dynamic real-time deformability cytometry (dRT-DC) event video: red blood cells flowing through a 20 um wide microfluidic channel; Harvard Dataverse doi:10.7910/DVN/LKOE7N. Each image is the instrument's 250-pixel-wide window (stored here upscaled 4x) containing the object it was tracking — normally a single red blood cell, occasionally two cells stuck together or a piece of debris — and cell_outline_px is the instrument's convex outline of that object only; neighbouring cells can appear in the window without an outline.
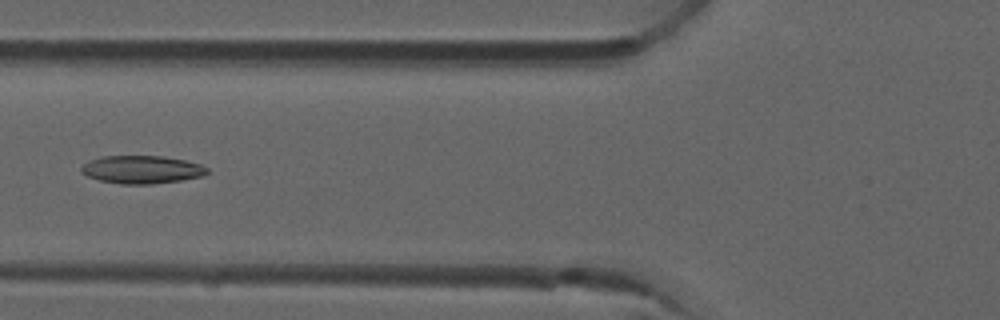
{"species": "common noctule bat (a hibernating species)", "species_latin": "Nyctalus noctula", "temperature_condition": "room temperature", "stored_images_in_passage": 6, "camera_frame_rate_fps": 3000, "um_per_image_px": 0.085, "animal": {"sex": "male", "forearm_length_mm": 52.5}, "frame": {"image": 1, "passage_image": 5, "time_ms": 1.333, "image_size_px": [1000, 320], "cell_outline_px": [[208, 172], [204, 176], [180, 180], [152, 184], [120, 184], [100, 180], [88, 176], [80, 172], [80, 168], [88, 160], [104, 156], [164, 156], [184, 160], [200, 164], [208, 168]], "centroid_in_image_um": [12.05, 14.41], "position_along_channel_um": 113.8, "area_um2": 20.52}}
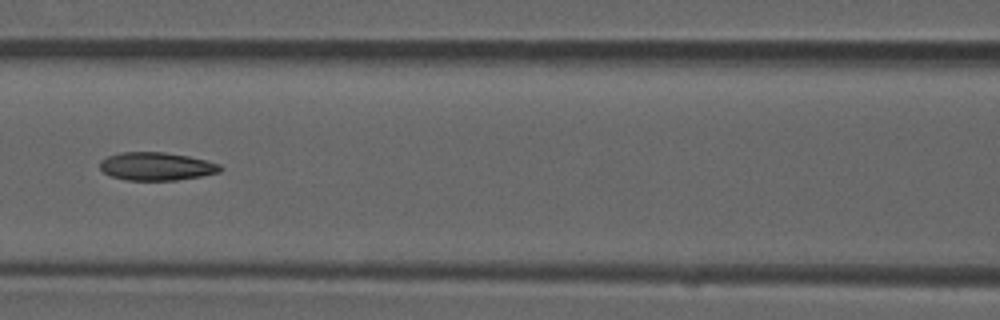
{"frame": {"image": 2, "passage_image": 6, "time_ms": 1.667, "image_size_px": [1000, 320], "cell_outline_px": [[224, 168], [220, 172], [200, 176], [176, 180], [124, 180], [112, 176], [104, 172], [100, 168], [100, 160], [108, 156], [120, 152], [164, 152], [188, 156], [220, 164]], "centroid_in_image_um": [13.29, 14.14], "position_along_channel_um": 153.3, "area_um2": 19.65}}